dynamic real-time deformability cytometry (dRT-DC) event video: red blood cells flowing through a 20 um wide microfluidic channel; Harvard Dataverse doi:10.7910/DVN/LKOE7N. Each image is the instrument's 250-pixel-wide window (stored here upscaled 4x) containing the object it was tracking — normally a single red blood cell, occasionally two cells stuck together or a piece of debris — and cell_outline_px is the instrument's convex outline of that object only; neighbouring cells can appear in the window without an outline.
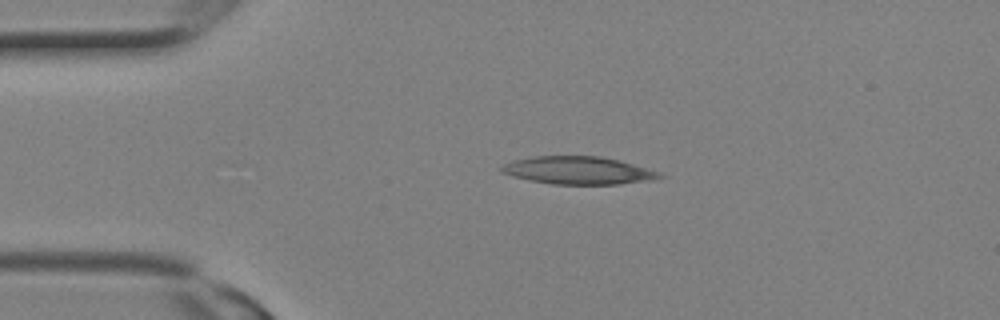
{"species": "Egyptian fruit bat (a non-hibernating species)", "species_latin": "Rousettus aegyptiacus", "temperature_condition": "room temperature", "stored_images_in_passage": 1, "camera_frame_rate_fps": 3000, "um_per_image_px": 0.085, "animal": {"sex": "female"}, "frame": {"image": 1, "passage_image": 1, "time_ms": 0.0, "image_size_px": [1000, 320], "cell_outline_px": [[664, 176], [648, 180], [620, 184], [552, 184], [532, 180], [500, 172], [500, 168], [504, 164], [512, 160], [532, 156], [600, 156], [620, 160], [660, 172]], "centroid_in_image_um": [49.14, 14.47], "position_along_channel_um": 35.9, "area_um2": 25.32}}